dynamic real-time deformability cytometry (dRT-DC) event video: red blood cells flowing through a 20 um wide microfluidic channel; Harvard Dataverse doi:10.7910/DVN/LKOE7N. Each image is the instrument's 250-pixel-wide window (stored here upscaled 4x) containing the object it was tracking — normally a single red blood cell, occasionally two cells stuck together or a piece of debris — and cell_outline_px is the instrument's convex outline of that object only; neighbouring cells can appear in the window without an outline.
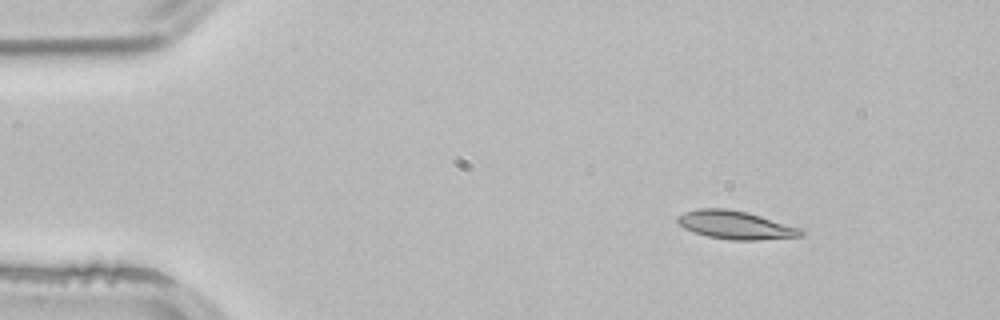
{"species": "common noctule bat (a hibernating species)", "species_latin": "Nyctalus noctula", "temperature_condition": "room temperature", "stored_images_in_passage": 3, "camera_frame_rate_fps": 3000, "um_per_image_px": 0.085, "animal": {"sex": "male", "body_mass_g": 21.5, "forearm_length_mm": 52.0}, "frame": {"image": 1, "passage_image": 1, "time_ms": 0.0, "image_size_px": [1000, 320], "cell_outline_px": [[804, 236], [756, 240], [732, 240], [708, 236], [684, 228], [676, 220], [676, 216], [684, 212], [700, 208], [724, 208], [748, 212], [804, 228]], "centroid_in_image_um": [62.58, 19.12], "position_along_channel_um": 22.4, "area_um2": 20.46}}
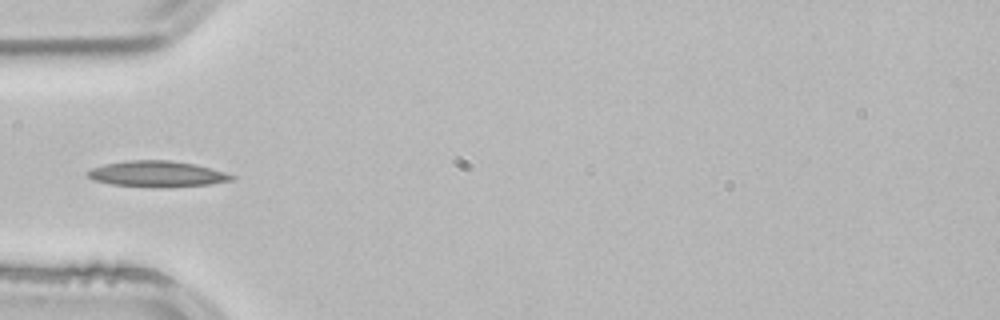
{"frame": {"image": 2, "passage_image": 3, "time_ms": 0.667, "image_size_px": [1000, 320], "cell_outline_px": [[236, 176], [232, 180], [208, 184], [112, 184], [92, 180], [88, 176], [88, 172], [92, 168], [104, 164], [128, 160], [168, 160], [192, 164], [224, 172]], "centroid_in_image_um": [13.3, 14.72], "position_along_channel_um": 71.7, "area_um2": 20.11}}